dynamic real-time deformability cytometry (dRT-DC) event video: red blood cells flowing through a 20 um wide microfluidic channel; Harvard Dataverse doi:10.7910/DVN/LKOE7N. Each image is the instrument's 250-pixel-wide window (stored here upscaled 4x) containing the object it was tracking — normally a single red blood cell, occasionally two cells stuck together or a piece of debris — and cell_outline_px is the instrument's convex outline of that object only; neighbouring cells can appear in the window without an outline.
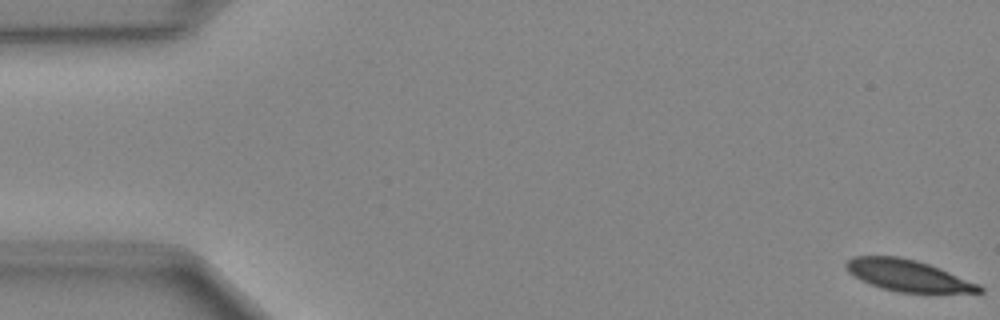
{"species": "Egyptian fruit bat (a non-hibernating species)", "species_latin": "Rousettus aegyptiacus", "temperature_condition": "cold", "stored_images_in_passage": 49, "camera_frame_rate_fps": 3000, "um_per_image_px": 0.085, "animal": {"sex": "female"}, "frame": {"image": 1, "passage_image": 1, "time_ms": 0.0, "image_size_px": [1000, 320], "cell_outline_px": [[984, 292], [900, 292], [880, 288], [852, 276], [848, 272], [844, 264], [852, 256], [900, 256], [916, 260], [940, 268], [980, 284], [984, 288]], "centroid_in_image_um": [77.15, 23.41], "position_along_channel_um": 7.8, "area_um2": 24.39}}
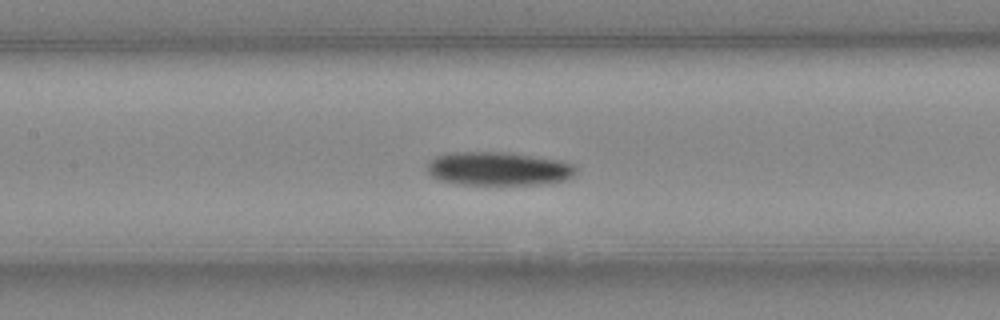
{"frame": {"image": 2, "passage_image": 23, "time_ms": 7.333, "image_size_px": [1000, 320], "cell_outline_px": [[576, 172], [572, 176], [564, 180], [540, 184], [460, 184], [440, 180], [432, 176], [424, 168], [428, 160], [436, 156], [452, 152], [512, 152], [560, 160], [576, 164]], "centroid_in_image_um": [42.34, 14.32], "position_along_channel_um": 165.1, "area_um2": 29.36}}
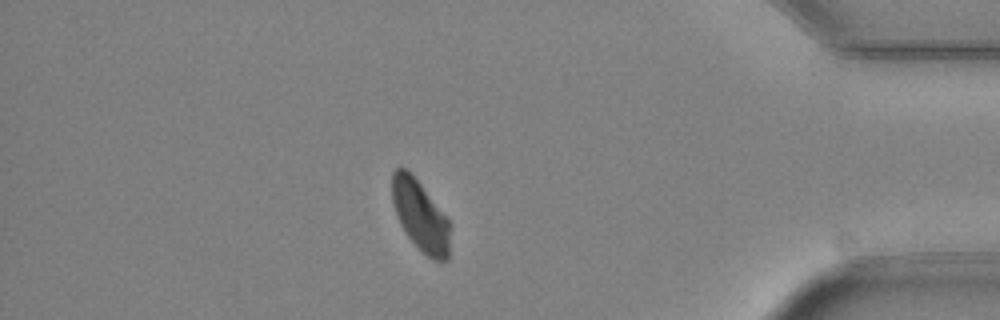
{"frame": {"image": 3, "passage_image": 43, "time_ms": 14.0, "image_size_px": [1000, 320], "cell_outline_px": [[452, 224], [448, 260], [432, 260], [404, 232], [400, 224], [392, 204], [392, 172], [396, 168], [404, 168], [420, 184]], "centroid_in_image_um": [35.75, 18.36], "position_along_channel_um": 399.5, "area_um2": 23.64}}